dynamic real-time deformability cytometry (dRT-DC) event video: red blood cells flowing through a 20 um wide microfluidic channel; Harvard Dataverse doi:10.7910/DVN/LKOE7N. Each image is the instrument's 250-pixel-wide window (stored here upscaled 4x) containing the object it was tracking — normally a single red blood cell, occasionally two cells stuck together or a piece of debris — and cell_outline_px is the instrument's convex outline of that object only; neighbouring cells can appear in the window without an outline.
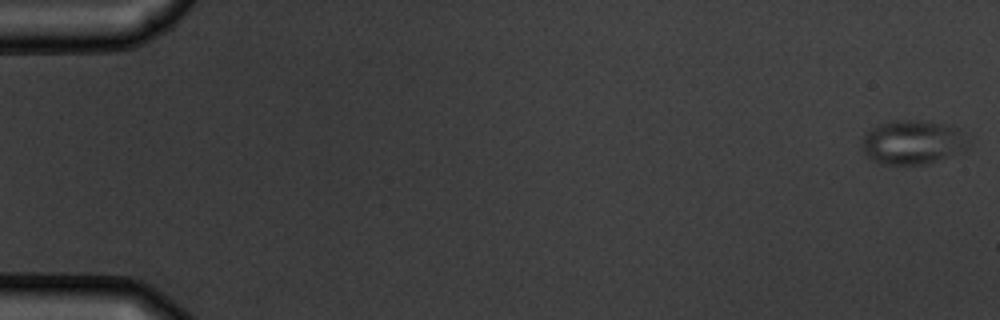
{"species": "common noctule bat (a hibernating species)", "species_latin": "Nyctalus noctula", "temperature_condition": "warm", "stored_images_in_passage": 5, "camera_frame_rate_fps": 3000, "um_per_image_px": 0.085, "animal": {"sex": "male", "body_mass_g": 19.5, "forearm_length_mm": 54.6}, "frame": {"image": 1, "passage_image": 1, "time_ms": 0.0, "image_size_px": [1000, 320], "cell_outline_px": [[956, 136], [948, 152], [944, 156], [920, 164], [884, 164], [872, 160], [864, 152], [864, 136], [872, 128], [880, 124], [892, 120], [916, 120], [940, 124], [956, 128]], "centroid_in_image_um": [77.21, 12.06], "position_along_channel_um": 7.8, "area_um2": 24.22}}
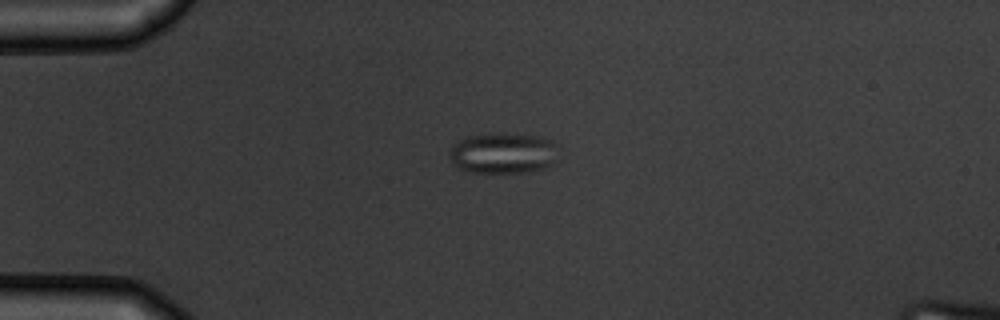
{"frame": {"image": 2, "passage_image": 4, "time_ms": 4.333, "image_size_px": [1000, 320], "cell_outline_px": [[560, 160], [548, 168], [528, 172], [468, 172], [456, 168], [452, 160], [452, 144], [468, 136], [496, 132], [508, 132], [540, 136], [556, 144]], "centroid_in_image_um": [42.85, 13.01], "position_along_channel_um": 42.1, "area_um2": 26.53}}